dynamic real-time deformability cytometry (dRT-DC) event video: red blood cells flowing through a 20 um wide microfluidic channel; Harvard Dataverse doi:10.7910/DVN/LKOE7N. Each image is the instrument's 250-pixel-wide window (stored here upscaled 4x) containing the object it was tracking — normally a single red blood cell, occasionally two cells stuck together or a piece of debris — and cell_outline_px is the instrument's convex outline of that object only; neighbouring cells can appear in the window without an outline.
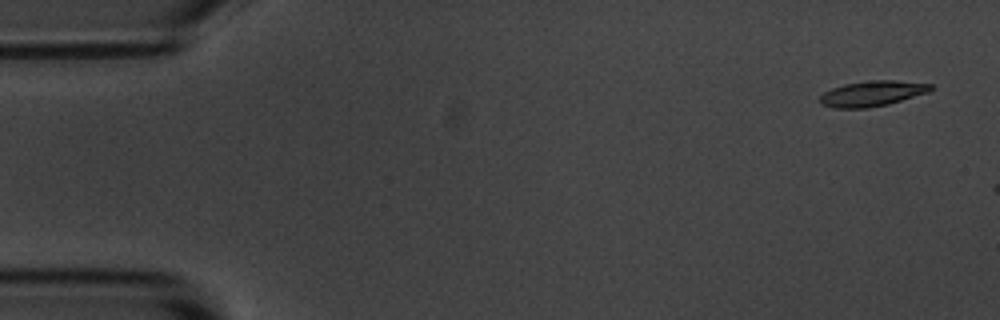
{"species": "common noctule bat (a hibernating species)", "species_latin": "Nyctalus noctula", "temperature_condition": "room temperature", "stored_images_in_passage": 5, "camera_frame_rate_fps": 3000, "um_per_image_px": 0.085, "animal": {"sex": "male", "body_mass_g": 20.1, "forearm_length_mm": 53.5}, "frame": {"image": 1, "passage_image": 1, "time_ms": 0.0, "image_size_px": [1000, 320], "cell_outline_px": [[936, 88], [928, 92], [888, 104], [868, 108], [832, 108], [820, 104], [820, 96], [824, 92], [832, 88], [844, 84], [872, 80], [896, 80], [932, 84]], "centroid_in_image_um": [74.14, 7.95], "position_along_channel_um": 10.9, "area_um2": 16.47}}